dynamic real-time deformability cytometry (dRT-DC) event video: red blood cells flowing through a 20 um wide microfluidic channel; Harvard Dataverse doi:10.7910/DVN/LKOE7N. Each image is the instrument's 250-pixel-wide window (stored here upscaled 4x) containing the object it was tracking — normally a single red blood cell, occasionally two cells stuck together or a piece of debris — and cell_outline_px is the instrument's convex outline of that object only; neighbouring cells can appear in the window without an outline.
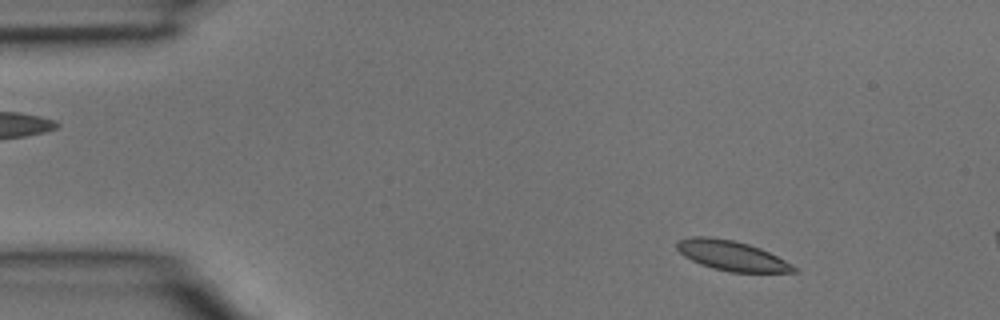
{"species": "common noctule bat (a hibernating species)", "species_latin": "Nyctalus noctula", "temperature_condition": "room temperature", "stored_images_in_passage": 3, "camera_frame_rate_fps": 3000, "um_per_image_px": 0.085, "animal": {"sex": "male", "body_mass_g": 15.6}, "frame": {"image": 1, "passage_image": 1, "time_ms": 0.0, "image_size_px": [1000, 320], "cell_outline_px": [[796, 272], [728, 272], [712, 268], [700, 264], [684, 256], [676, 248], [676, 240], [692, 236], [708, 236], [732, 240], [748, 244], [760, 248], [792, 264], [796, 268]], "centroid_in_image_um": [62.14, 21.72], "position_along_channel_um": 22.9, "area_um2": 20.29}}
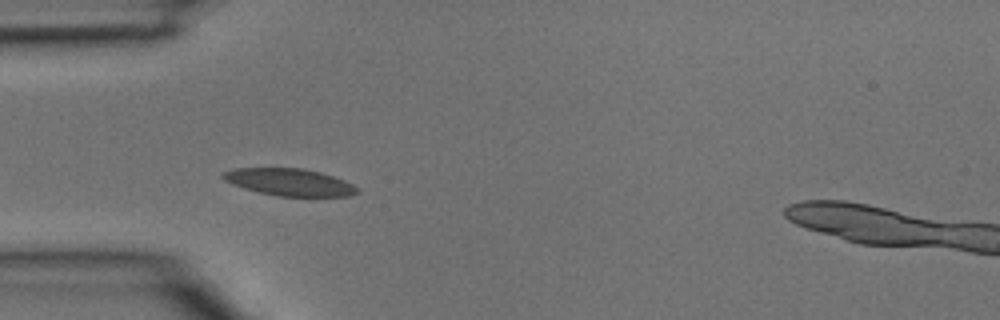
{"frame": {"image": 2, "passage_image": 3, "time_ms": 0.667, "image_size_px": [1000, 320], "cell_outline_px": [[360, 192], [348, 196], [280, 196], [260, 192], [244, 188], [232, 184], [224, 180], [220, 176], [220, 172], [236, 168], [304, 168], [320, 172], [344, 180], [352, 184]], "centroid_in_image_um": [24.56, 15.47], "position_along_channel_um": 60.4, "area_um2": 21.15}}